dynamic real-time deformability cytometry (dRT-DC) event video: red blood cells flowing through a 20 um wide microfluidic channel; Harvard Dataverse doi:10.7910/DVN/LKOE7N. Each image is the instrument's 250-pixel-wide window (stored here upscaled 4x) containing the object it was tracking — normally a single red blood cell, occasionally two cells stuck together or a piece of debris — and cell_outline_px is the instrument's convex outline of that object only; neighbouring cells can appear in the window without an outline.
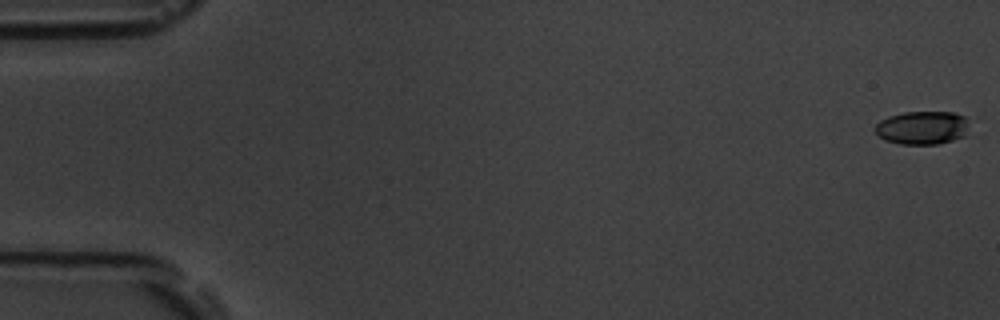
{"species": "common noctule bat (a hibernating species)", "species_latin": "Nyctalus noctula", "temperature_condition": "room temperature", "stored_images_in_passage": 55, "camera_frame_rate_fps": 3000, "um_per_image_px": 0.085, "animal": {"sex": "male", "body_mass_g": 19.5, "forearm_length_mm": 54.6}, "frame": {"image": 1, "passage_image": 1, "time_ms": 0.0, "image_size_px": [1000, 320], "cell_outline_px": [[964, 136], [952, 140], [936, 144], [900, 144], [884, 140], [872, 128], [880, 120], [888, 116], [904, 112], [952, 112], [964, 116]], "centroid_in_image_um": [78.29, 10.85], "position_along_channel_um": 6.7, "area_um2": 17.98}}
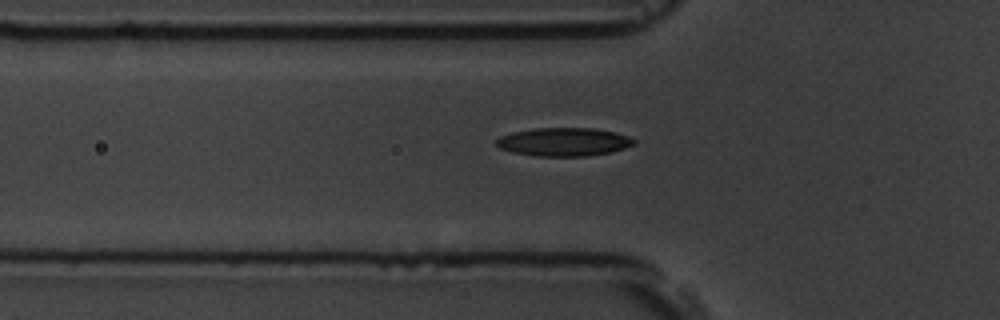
{"frame": {"image": 2, "passage_image": 19, "time_ms": 6.0, "image_size_px": [1000, 320], "cell_outline_px": [[636, 144], [612, 152], [584, 156], [536, 156], [512, 152], [500, 148], [496, 144], [496, 140], [500, 136], [512, 132], [532, 128], [592, 128], [616, 132], [628, 136], [636, 140]], "centroid_in_image_um": [47.93, 12.05], "position_along_channel_um": 77.9, "area_um2": 22.83}}
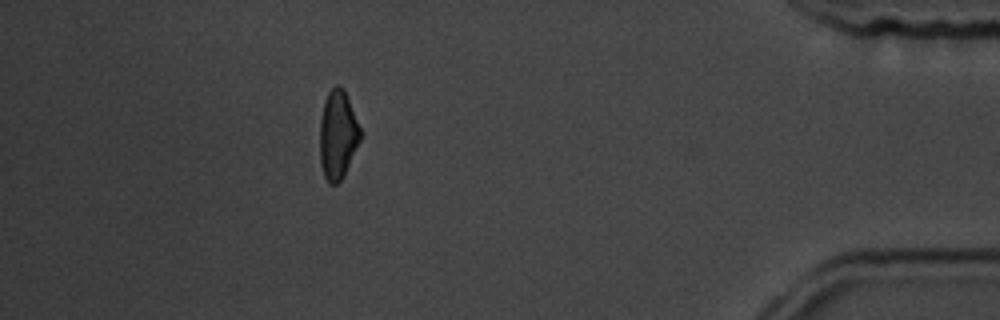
{"frame": {"image": 3, "passage_image": 49, "time_ms": 16.0, "image_size_px": [1000, 320], "cell_outline_px": [[360, 140], [344, 176], [336, 184], [328, 184], [324, 176], [320, 164], [320, 120], [324, 100], [328, 92], [336, 84], [340, 84], [344, 88], [360, 128]], "centroid_in_image_um": [28.69, 11.45], "position_along_channel_um": 406.5, "area_um2": 20.98}, "authors_computed_cell_mechanics": {"area_um2": 21.2704, "velocity_mm_per_s": 3.7834, "shape_relaxation_time_tau1_ms": 4.4511, "shape_relaxation_time_tau2_ms": 6.5114, "deformation_change_tau1": 0.136, "deformation_change_tau2": 0.1616}}